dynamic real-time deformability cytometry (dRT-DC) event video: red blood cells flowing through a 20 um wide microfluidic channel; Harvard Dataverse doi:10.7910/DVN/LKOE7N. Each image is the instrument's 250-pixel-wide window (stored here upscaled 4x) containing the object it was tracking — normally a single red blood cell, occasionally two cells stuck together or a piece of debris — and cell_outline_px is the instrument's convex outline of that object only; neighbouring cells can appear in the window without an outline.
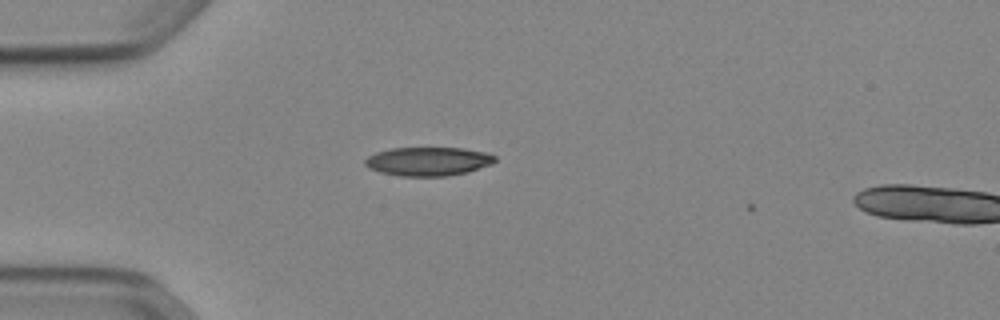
{"species": "Egyptian fruit bat (a non-hibernating species)", "species_latin": "Rousettus aegyptiacus", "temperature_condition": "cold", "stored_images_in_passage": 4, "camera_frame_rate_fps": 3000, "um_per_image_px": 0.085, "animal": {"sex": "female"}, "frame": {"image": 1, "passage_image": 3, "time_ms": 0.667, "image_size_px": [1000, 320], "cell_outline_px": [[496, 160], [492, 164], [468, 172], [448, 176], [400, 176], [380, 172], [368, 168], [364, 164], [364, 160], [368, 156], [376, 152], [392, 148], [464, 148], [488, 152], [496, 156]], "centroid_in_image_um": [36.41, 13.71], "position_along_channel_um": 48.6, "area_um2": 21.96}}